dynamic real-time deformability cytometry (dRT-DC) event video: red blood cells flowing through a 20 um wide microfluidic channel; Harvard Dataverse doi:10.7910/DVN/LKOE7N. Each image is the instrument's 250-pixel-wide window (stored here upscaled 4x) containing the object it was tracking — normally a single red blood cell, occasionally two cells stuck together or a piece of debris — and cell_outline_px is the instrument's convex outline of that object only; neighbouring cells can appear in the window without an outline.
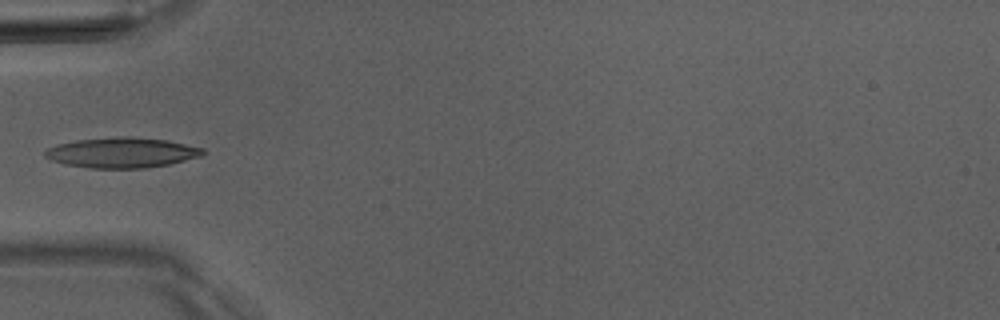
{"species": "Egyptian fruit bat (a non-hibernating species)", "species_latin": "Rousettus aegyptiacus", "temperature_condition": "room temperature", "stored_images_in_passage": 5, "camera_frame_rate_fps": 3000, "um_per_image_px": 0.085, "animal": {"sex": "male"}, "frame": {"image": 1, "passage_image": 4, "time_ms": 4.333, "image_size_px": [1000, 320], "cell_outline_px": [[204, 156], [168, 164], [144, 168], [92, 168], [64, 164], [52, 160], [44, 156], [44, 152], [48, 148], [56, 144], [76, 140], [120, 136], [128, 136], [168, 140], [204, 148]], "centroid_in_image_um": [10.37, 12.97], "position_along_channel_um": 74.6, "area_um2": 27.92}}